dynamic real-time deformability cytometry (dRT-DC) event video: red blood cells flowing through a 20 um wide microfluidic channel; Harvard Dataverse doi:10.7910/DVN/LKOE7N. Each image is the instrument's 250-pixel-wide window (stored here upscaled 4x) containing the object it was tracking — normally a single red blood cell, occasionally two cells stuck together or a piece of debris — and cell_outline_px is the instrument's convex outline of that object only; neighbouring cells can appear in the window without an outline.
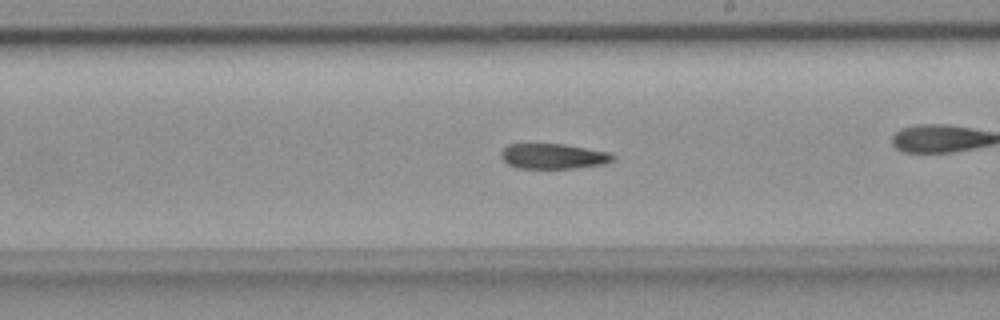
{"species": "common noctule bat (a hibernating species)", "species_latin": "Nyctalus noctula", "temperature_condition": "room temperature", "stored_images_in_passage": 56, "camera_frame_rate_fps": 3000, "um_per_image_px": 0.085, "animal": {"sex": "female", "body_mass_g": 18.4}, "frame": {"image": 1, "passage_image": 32, "time_ms": 10.333, "image_size_px": [1000, 320], "cell_outline_px": [[616, 156], [612, 160], [604, 164], [576, 168], [516, 168], [508, 164], [500, 156], [500, 152], [508, 144], [564, 144], [608, 152]], "centroid_in_image_um": [47.01, 13.28], "position_along_channel_um": 242.0, "area_um2": 16.42}, "authors_computed_cell_mechanics": {"area_um2": 17.6001, "velocity_mm_per_s": 3.6872, "shape_relaxation_time_tau1_ms": 7.0114, "shape_relaxation_time_tau2_ms": null, "deformation_change_tau1": 0.1562, "deformation_change_tau2": null}}